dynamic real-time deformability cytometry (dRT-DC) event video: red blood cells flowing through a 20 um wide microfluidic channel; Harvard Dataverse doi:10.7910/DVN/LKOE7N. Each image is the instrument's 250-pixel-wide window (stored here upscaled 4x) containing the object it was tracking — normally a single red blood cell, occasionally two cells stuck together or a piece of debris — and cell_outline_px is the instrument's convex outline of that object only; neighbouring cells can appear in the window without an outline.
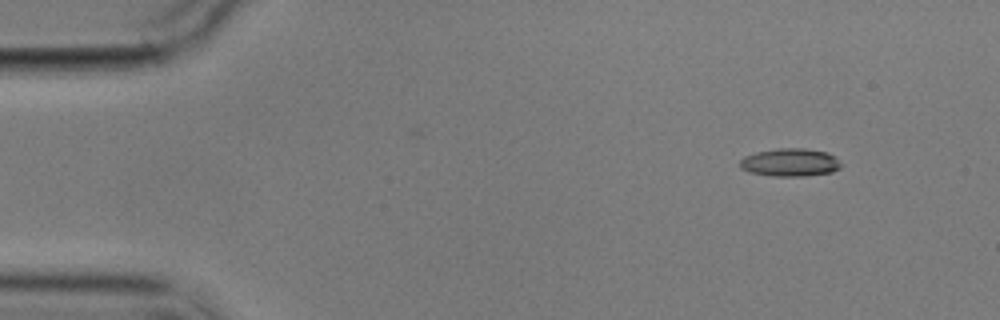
{"species": "common noctule bat (a hibernating species)", "species_latin": "Nyctalus noctula", "temperature_condition": "cold", "stored_images_in_passage": 3, "camera_frame_rate_fps": 3000, "um_per_image_px": 0.085, "animal": {"sex": "male", "body_mass_g": 17.9}, "frame": {"image": 1, "passage_image": 1, "time_ms": 0.0, "image_size_px": [1000, 320], "cell_outline_px": [[840, 168], [832, 172], [804, 176], [772, 176], [748, 172], [740, 168], [740, 160], [744, 156], [756, 152], [776, 148], [804, 148], [828, 152], [836, 156], [840, 164]], "centroid_in_image_um": [67.15, 13.8], "position_along_channel_um": 17.9, "area_um2": 16.65}}